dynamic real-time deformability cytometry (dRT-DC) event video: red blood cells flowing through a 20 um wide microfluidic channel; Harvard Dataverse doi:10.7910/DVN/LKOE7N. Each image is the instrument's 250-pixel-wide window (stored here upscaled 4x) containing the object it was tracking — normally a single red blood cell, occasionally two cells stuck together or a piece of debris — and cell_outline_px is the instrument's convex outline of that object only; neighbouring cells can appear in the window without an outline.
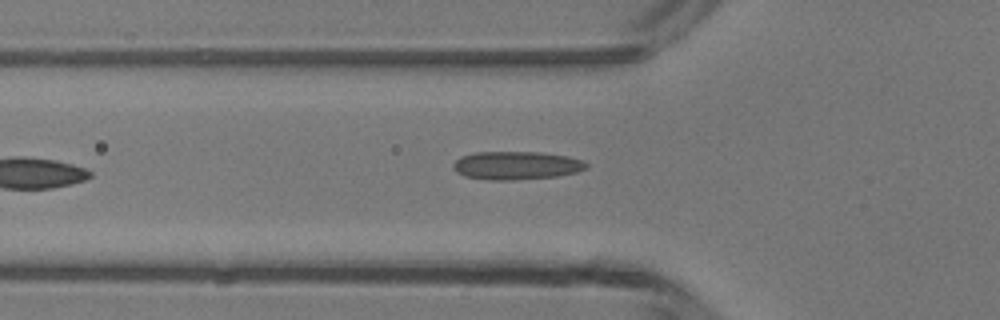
{"species": "common noctule bat (a hibernating species)", "species_latin": "Nyctalus noctula", "temperature_condition": "room temperature", "stored_images_in_passage": 5, "camera_frame_rate_fps": 3000, "um_per_image_px": 0.085, "animal": {"sex": "male", "body_mass_g": 13.3}, "frame": {"image": 1, "passage_image": 5, "time_ms": 5.0, "image_size_px": [1000, 320], "cell_outline_px": [[588, 168], [576, 172], [556, 176], [512, 180], [488, 180], [464, 176], [456, 172], [452, 168], [452, 164], [460, 156], [476, 152], [540, 152], [568, 156], [584, 160], [588, 164]], "centroid_in_image_um": [43.88, 14.06], "position_along_channel_um": 81.9, "area_um2": 22.08}}